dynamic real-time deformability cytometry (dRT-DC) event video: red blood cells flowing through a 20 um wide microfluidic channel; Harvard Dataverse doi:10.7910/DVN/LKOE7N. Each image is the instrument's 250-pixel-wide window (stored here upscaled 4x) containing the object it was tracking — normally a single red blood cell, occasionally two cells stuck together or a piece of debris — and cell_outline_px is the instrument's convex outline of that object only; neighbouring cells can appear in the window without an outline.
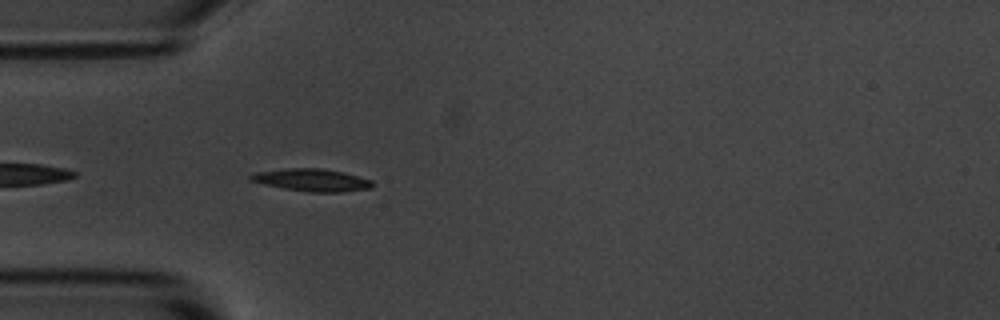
{"species": "common noctule bat (a hibernating species)", "species_latin": "Nyctalus noctula", "temperature_condition": "room temperature", "stored_images_in_passage": 4, "camera_frame_rate_fps": 3000, "um_per_image_px": 0.085, "animal": {"sex": "male", "body_mass_g": 20.1, "forearm_length_mm": 53.5}, "frame": {"image": 1, "passage_image": 4, "time_ms": 4.333, "image_size_px": [1000, 320], "cell_outline_px": [[372, 188], [344, 192], [308, 192], [284, 188], [264, 184], [248, 180], [248, 176], [252, 172], [288, 168], [324, 168], [344, 172], [372, 180]], "centroid_in_image_um": [26.48, 15.29], "position_along_channel_um": 58.5, "area_um2": 16.13}}